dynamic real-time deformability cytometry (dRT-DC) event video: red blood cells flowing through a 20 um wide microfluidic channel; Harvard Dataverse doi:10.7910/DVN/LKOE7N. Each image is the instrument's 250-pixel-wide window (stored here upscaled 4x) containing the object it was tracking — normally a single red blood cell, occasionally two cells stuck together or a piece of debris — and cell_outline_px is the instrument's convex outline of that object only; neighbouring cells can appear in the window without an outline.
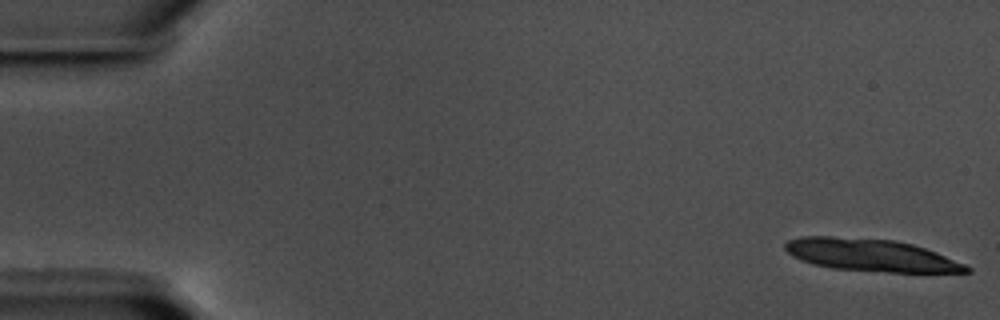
{"species": "common noctule bat (a hibernating species)", "species_latin": "Nyctalus noctula", "temperature_condition": "warm", "stored_images_in_passage": 16, "camera_frame_rate_fps": 3000, "um_per_image_px": 0.085, "animal": {"sex": "male", "body_mass_g": 17.5, "forearm_length_mm": 52.3}, "frame": {"image": 1, "passage_image": 1, "time_ms": 0.0, "image_size_px": [1000, 320], "cell_outline_px": [[972, 272], [888, 272], [832, 268], [812, 264], [800, 260], [792, 256], [784, 248], [784, 244], [788, 240], [800, 236], [832, 236], [892, 240], [912, 244], [936, 252], [964, 264], [972, 268]], "centroid_in_image_um": [73.98, 21.68], "position_along_channel_um": 11.0, "area_um2": 34.04}}